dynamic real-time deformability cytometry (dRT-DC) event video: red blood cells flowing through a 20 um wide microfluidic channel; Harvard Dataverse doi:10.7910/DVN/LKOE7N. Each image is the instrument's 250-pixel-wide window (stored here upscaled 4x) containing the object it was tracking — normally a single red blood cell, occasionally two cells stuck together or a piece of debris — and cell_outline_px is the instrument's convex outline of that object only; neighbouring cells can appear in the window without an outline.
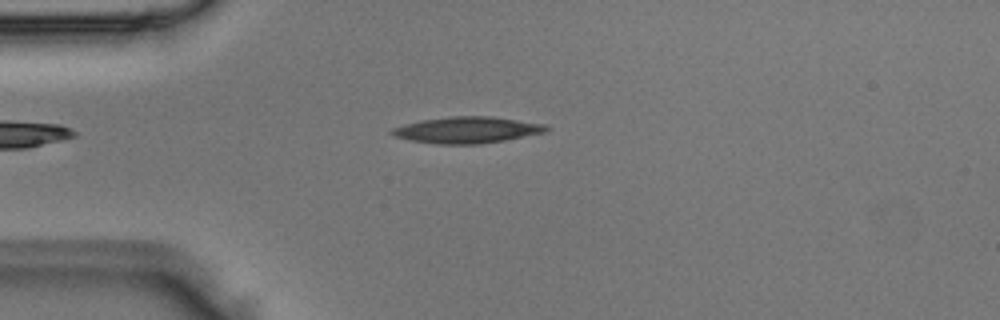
{"species": "Egyptian fruit bat (a non-hibernating species)", "species_latin": "Rousettus aegyptiacus", "temperature_condition": "room temperature", "stored_images_in_passage": 1, "camera_frame_rate_fps": 3000, "um_per_image_px": 0.085, "animal": {"sex": "male"}, "frame": {"image": 1, "passage_image": 1, "time_ms": 0.0, "image_size_px": [1000, 320], "cell_outline_px": [[552, 128], [544, 132], [504, 140], [480, 144], [436, 144], [412, 140], [396, 136], [388, 132], [392, 128], [420, 120], [452, 116], [492, 116], [548, 124]], "centroid_in_image_um": [39.75, 11.03], "position_along_channel_um": 45.3, "area_um2": 23.7}}